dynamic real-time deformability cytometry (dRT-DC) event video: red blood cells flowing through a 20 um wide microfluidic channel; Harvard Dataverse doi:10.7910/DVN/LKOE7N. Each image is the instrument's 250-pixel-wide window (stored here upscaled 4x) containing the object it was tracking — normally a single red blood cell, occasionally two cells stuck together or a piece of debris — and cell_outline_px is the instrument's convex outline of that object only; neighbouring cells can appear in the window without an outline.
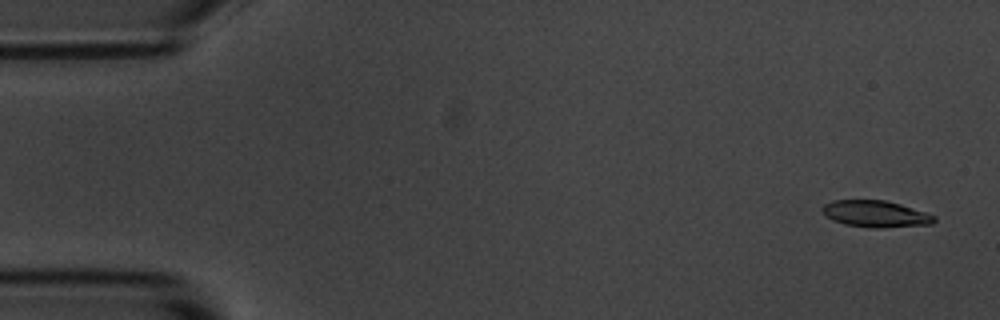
{"species": "common noctule bat (a hibernating species)", "species_latin": "Nyctalus noctula", "temperature_condition": "room temperature", "stored_images_in_passage": 6, "camera_frame_rate_fps": 3000, "um_per_image_px": 0.085, "animal": {"sex": "male", "body_mass_g": 20.1, "forearm_length_mm": 53.5}, "frame": {"image": 1, "passage_image": 1, "time_ms": 0.0, "image_size_px": [1000, 320], "cell_outline_px": [[936, 220], [932, 224], [880, 228], [872, 228], [844, 224], [832, 220], [820, 208], [824, 204], [832, 200], [884, 200], [900, 204], [928, 212], [936, 216]], "centroid_in_image_um": [74.45, 18.18], "position_along_channel_um": 10.5, "area_um2": 17.46}}
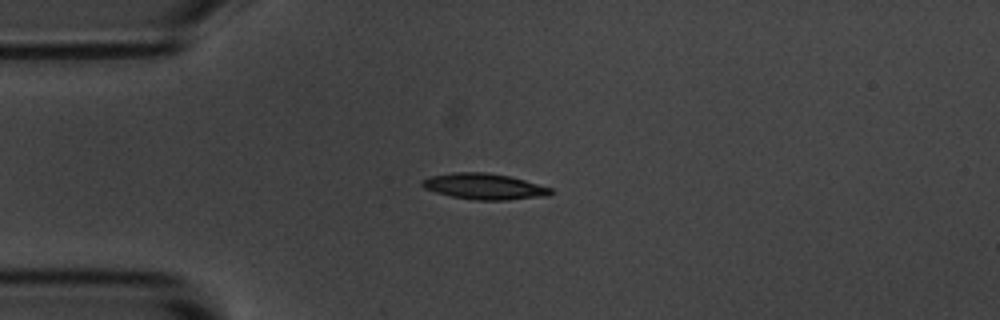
{"frame": {"image": 2, "passage_image": 4, "time_ms": 3.667, "image_size_px": [1000, 320], "cell_outline_px": [[552, 192], [548, 196], [508, 200], [476, 200], [452, 196], [436, 192], [424, 188], [420, 184], [420, 180], [432, 176], [452, 172], [484, 172], [508, 176], [524, 180], [552, 188]], "centroid_in_image_um": [41.15, 15.85], "position_along_channel_um": 43.9, "area_um2": 19.36}}